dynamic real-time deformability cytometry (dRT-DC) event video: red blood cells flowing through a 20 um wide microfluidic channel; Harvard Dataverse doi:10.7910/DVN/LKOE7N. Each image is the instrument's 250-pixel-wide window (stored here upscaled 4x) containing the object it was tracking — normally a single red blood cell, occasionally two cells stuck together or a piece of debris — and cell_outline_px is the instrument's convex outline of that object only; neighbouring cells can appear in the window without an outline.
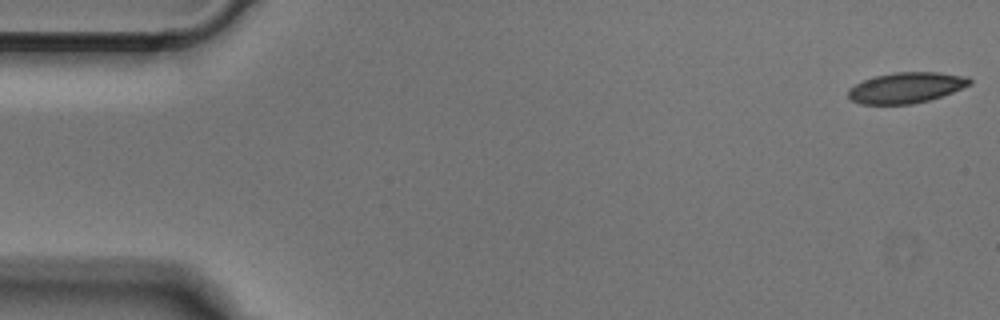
{"species": "Egyptian fruit bat (a non-hibernating species)", "species_latin": "Rousettus aegyptiacus", "temperature_condition": "cold", "stored_images_in_passage": 50, "camera_frame_rate_fps": 3000, "um_per_image_px": 0.085, "animal": {"sex": "male"}, "frame": {"image": 1, "passage_image": 1, "time_ms": 0.0, "image_size_px": [1000, 320], "cell_outline_px": [[972, 84], [952, 92], [928, 100], [912, 104], [860, 104], [852, 100], [848, 96], [848, 88], [864, 80], [876, 76], [896, 72], [940, 72], [968, 76], [972, 80]], "centroid_in_image_um": [77.05, 7.44], "position_along_channel_um": 8.0, "area_um2": 21.68}}
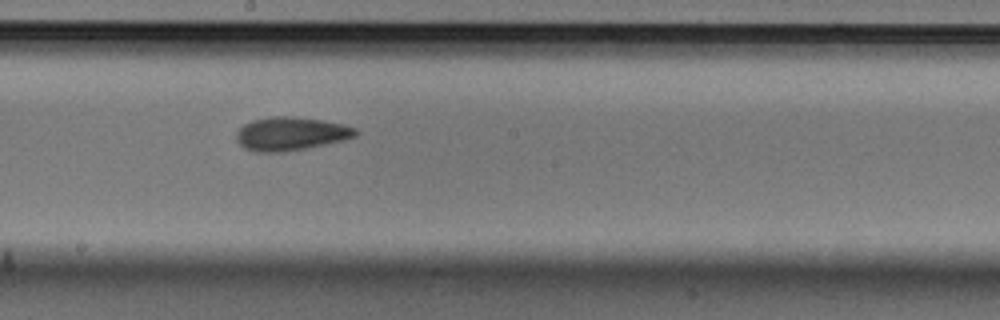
{"frame": {"image": 2, "passage_image": 27, "time_ms": 8.667, "image_size_px": [1000, 320], "cell_outline_px": [[360, 132], [356, 136], [344, 140], [284, 152], [256, 152], [244, 148], [236, 140], [236, 132], [244, 124], [252, 120], [272, 116], [296, 116], [324, 120], [344, 124], [356, 128]], "centroid_in_image_um": [24.73, 11.35], "position_along_channel_um": 223.5, "area_um2": 23.41}}
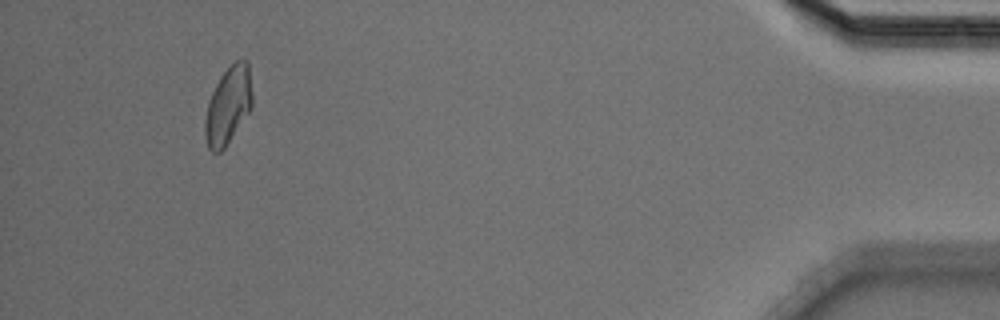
{"frame": {"image": 3, "passage_image": 47, "time_ms": 15.333, "image_size_px": [1000, 320], "cell_outline_px": [[252, 108], [224, 148], [220, 152], [212, 152], [208, 148], [204, 136], [204, 120], [208, 100], [220, 76], [236, 60], [248, 60], [252, 96]], "centroid_in_image_um": [19.38, 8.98], "position_along_channel_um": 415.8, "area_um2": 21.33}}